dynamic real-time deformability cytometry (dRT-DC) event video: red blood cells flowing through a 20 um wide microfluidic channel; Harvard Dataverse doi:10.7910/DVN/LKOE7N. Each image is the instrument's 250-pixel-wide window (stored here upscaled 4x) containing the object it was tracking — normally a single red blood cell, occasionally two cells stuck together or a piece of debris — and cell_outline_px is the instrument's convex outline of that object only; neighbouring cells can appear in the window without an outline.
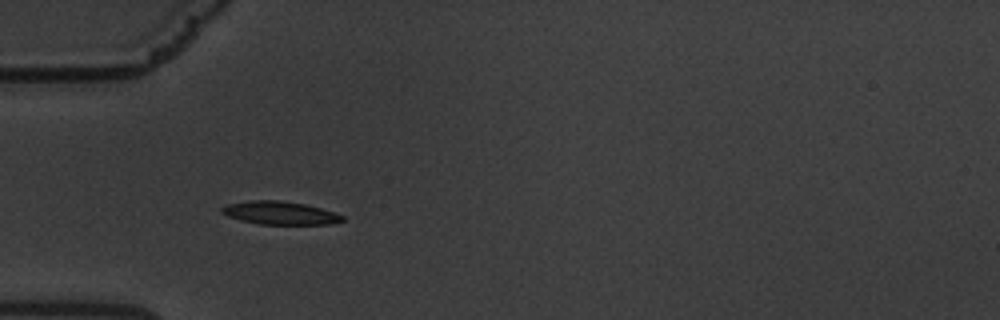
{"species": "common noctule bat (a hibernating species)", "species_latin": "Nyctalus noctula", "temperature_condition": "warm", "stored_images_in_passage": 47, "camera_frame_rate_fps": 3000, "um_per_image_px": 0.085, "animal": {"sex": "male", "body_mass_g": 19.5, "forearm_length_mm": 54.6}, "frame": {"image": 1, "passage_image": 6, "time_ms": 1.667, "image_size_px": [1000, 320], "cell_outline_px": [[344, 220], [332, 224], [260, 224], [240, 220], [228, 216], [220, 212], [220, 208], [228, 204], [256, 200], [276, 200], [304, 204], [320, 208], [344, 216]], "centroid_in_image_um": [23.78, 18.11], "position_along_channel_um": 61.2, "area_um2": 16.01}}
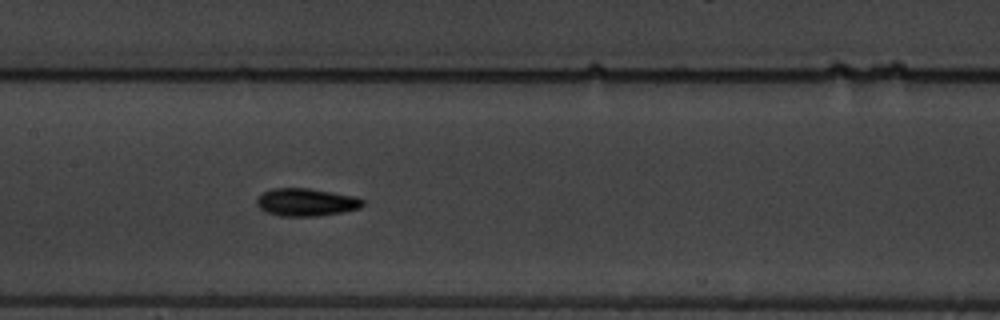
{"frame": {"image": 2, "passage_image": 17, "time_ms": 5.333, "image_size_px": [1000, 320], "cell_outline_px": [[364, 204], [360, 208], [344, 212], [316, 216], [280, 216], [264, 212], [256, 204], [256, 200], [264, 192], [272, 188], [308, 188], [356, 196], [364, 200]], "centroid_in_image_um": [26.03, 17.19], "position_along_channel_um": 181.4, "area_um2": 17.22}}
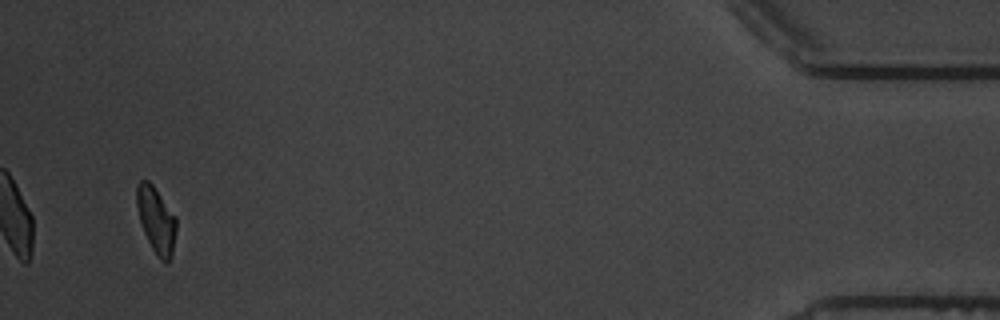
{"frame": {"image": 3, "passage_image": 45, "time_ms": 14.667, "image_size_px": [1000, 320], "cell_outline_px": [[176, 232], [172, 256], [168, 264], [164, 264], [160, 260], [152, 248], [144, 232], [140, 220], [136, 204], [136, 188], [140, 180], [148, 180], [152, 184], [176, 216]], "centroid_in_image_um": [13.29, 18.73], "position_along_channel_um": 421.9, "area_um2": 15.32}, "authors_computed_cell_mechanics": {"area_um2": 16.2996, "velocity_mm_per_s": 3.3761, "shape_relaxation_time_tau1_ms": 4.8205, "shape_relaxation_time_tau2_ms": 3.0823, "deformation_change_tau1": 0.1576, "deformation_change_tau2": 0.0731}}